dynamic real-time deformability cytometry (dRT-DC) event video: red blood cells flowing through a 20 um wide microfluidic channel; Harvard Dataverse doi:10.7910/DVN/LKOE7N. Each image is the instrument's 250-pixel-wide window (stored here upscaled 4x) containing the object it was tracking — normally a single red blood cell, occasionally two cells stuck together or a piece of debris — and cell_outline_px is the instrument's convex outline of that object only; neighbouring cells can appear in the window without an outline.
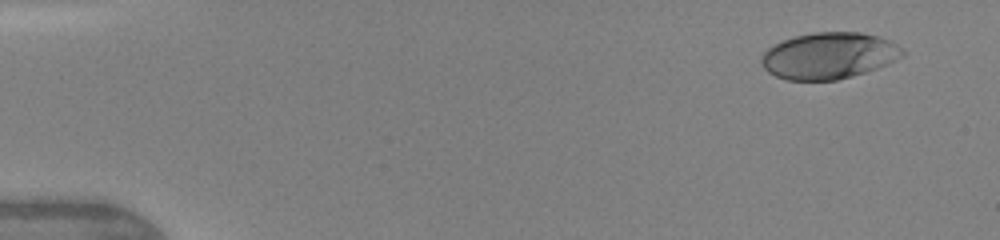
{"species": "human", "species_latin": "Homo sapiens", "temperature_condition": "warm", "stored_images_in_passage": 10, "camera_frame_rate_fps": 3000, "um_per_image_px": 0.085, "donor": {"sex": "female"}, "frame": {"image": 1, "passage_image": 1, "time_ms": 0.0, "image_size_px": [1000, 240], "cell_outline_px": [[904, 56], [888, 64], [852, 76], [836, 80], [788, 80], [776, 76], [768, 72], [760, 64], [760, 56], [768, 48], [784, 40], [796, 36], [816, 32], [860, 32], [880, 36], [904, 48]], "centroid_in_image_um": [70.46, 4.73], "position_along_channel_um": 14.5, "area_um2": 38.21}}
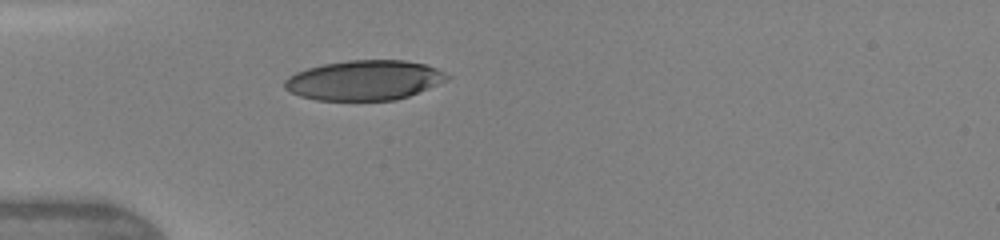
{"frame": {"image": 2, "passage_image": 5, "time_ms": 3.667, "image_size_px": [1000, 240], "cell_outline_px": [[452, 76], [448, 80], [408, 96], [396, 100], [316, 100], [300, 96], [284, 88], [284, 80], [288, 76], [296, 72], [308, 68], [324, 64], [348, 60], [404, 60], [428, 64]], "centroid_in_image_um": [30.98, 6.81], "position_along_channel_um": 54.0, "area_um2": 37.8}}